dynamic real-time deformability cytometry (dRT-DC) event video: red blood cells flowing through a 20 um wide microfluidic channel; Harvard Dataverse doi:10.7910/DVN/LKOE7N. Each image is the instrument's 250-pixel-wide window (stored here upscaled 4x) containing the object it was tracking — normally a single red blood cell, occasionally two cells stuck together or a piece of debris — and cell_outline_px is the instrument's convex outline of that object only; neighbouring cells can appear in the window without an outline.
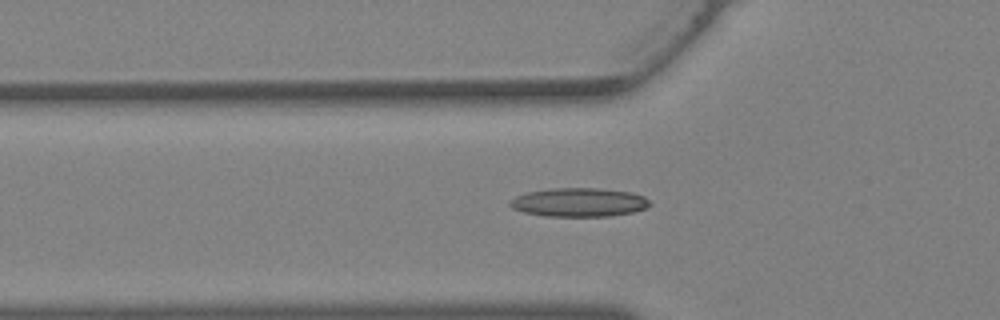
{"species": "Egyptian fruit bat (a non-hibernating species)", "species_latin": "Rousettus aegyptiacus", "temperature_condition": "warm", "stored_images_in_passage": 23, "camera_frame_rate_fps": 3000, "um_per_image_px": 0.085, "animal": {"sex": "female"}, "frame": {"image": 1, "passage_image": 4, "time_ms": 1.0, "image_size_px": [1000, 320], "cell_outline_px": [[648, 204], [644, 208], [632, 212], [608, 216], [544, 216], [524, 212], [512, 208], [508, 204], [516, 196], [528, 192], [552, 188], [596, 188], [632, 192], [644, 196], [648, 200]], "centroid_in_image_um": [49.18, 17.19], "position_along_channel_um": 76.6, "area_um2": 23.18}}
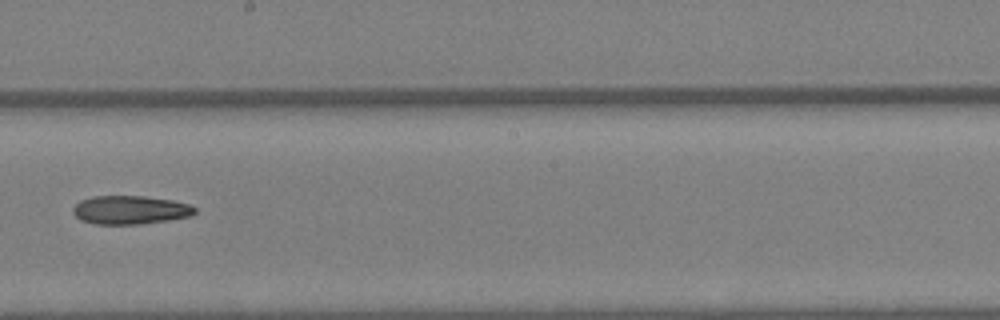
{"frame": {"image": 2, "passage_image": 13, "time_ms": 4.0, "image_size_px": [1000, 320], "cell_outline_px": [[196, 212], [192, 216], [168, 220], [140, 224], [96, 224], [80, 220], [72, 212], [72, 208], [80, 200], [92, 196], [144, 196], [172, 200], [188, 204], [196, 208]], "centroid_in_image_um": [11.05, 17.84], "position_along_channel_um": 237.1, "area_um2": 20.35}}
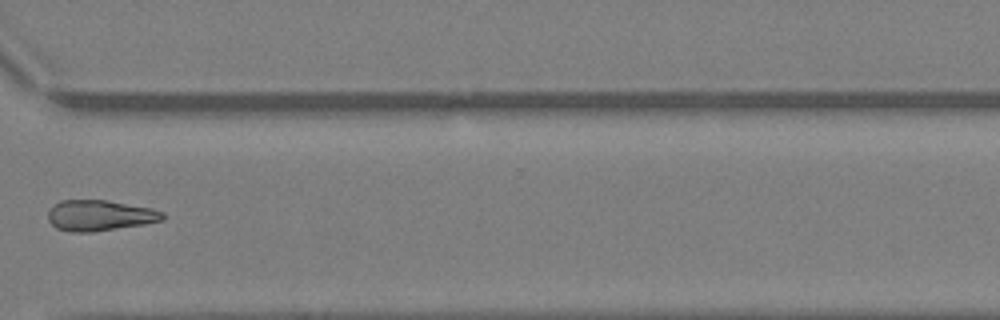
{"frame": {"image": 3, "passage_image": 20, "time_ms": 6.333, "image_size_px": [1000, 320], "cell_outline_px": [[164, 220], [144, 224], [92, 232], [68, 232], [56, 228], [48, 220], [48, 212], [52, 204], [60, 200], [108, 200], [152, 208], [164, 212]], "centroid_in_image_um": [8.46, 18.31], "position_along_channel_um": 362.1, "area_um2": 20.75}}